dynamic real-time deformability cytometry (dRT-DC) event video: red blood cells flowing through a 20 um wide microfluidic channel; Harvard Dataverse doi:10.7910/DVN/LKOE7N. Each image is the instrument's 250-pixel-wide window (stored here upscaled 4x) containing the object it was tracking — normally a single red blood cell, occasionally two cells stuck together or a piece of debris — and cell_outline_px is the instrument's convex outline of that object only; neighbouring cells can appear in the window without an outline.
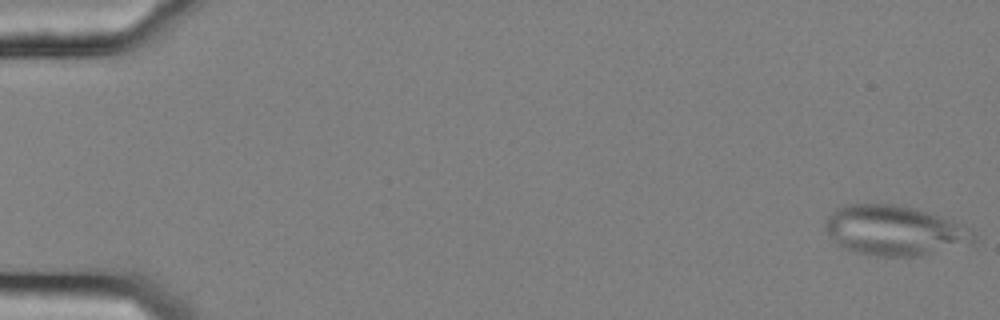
{"species": "common noctule bat (a hibernating species)", "species_latin": "Nyctalus noctula", "temperature_condition": "cold", "stored_images_in_passage": 16, "camera_frame_rate_fps": 3000, "um_per_image_px": 0.085, "animal": {"sex": "female", "body_mass_g": 25.1}, "frame": {"image": 1, "passage_image": 1, "time_ms": 0.0, "image_size_px": [1000, 320], "cell_outline_px": [[976, 240], [972, 244], [916, 256], [876, 256], [856, 252], [844, 248], [828, 236], [824, 228], [824, 220], [836, 208], [848, 204], [896, 204], [916, 208], [952, 220], [972, 228], [976, 236]], "centroid_in_image_um": [76.04, 19.58], "position_along_channel_um": 9.0, "area_um2": 43.52}}